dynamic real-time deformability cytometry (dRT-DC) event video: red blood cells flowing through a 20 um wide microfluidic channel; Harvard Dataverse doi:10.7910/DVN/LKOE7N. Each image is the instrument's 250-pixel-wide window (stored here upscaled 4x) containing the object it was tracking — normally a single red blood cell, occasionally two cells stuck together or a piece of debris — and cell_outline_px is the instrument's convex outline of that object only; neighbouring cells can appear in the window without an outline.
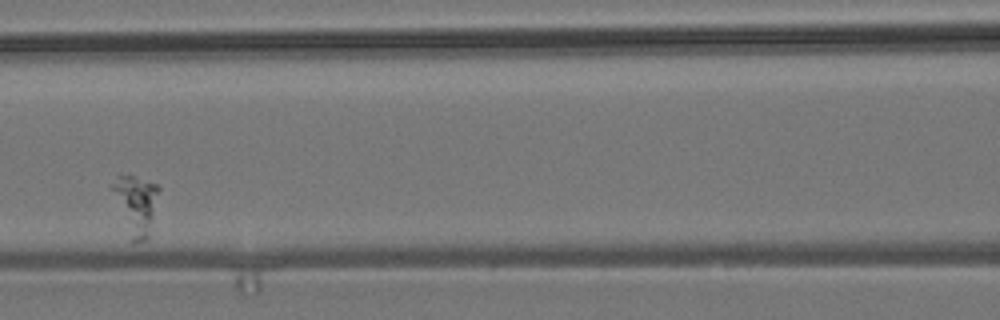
{"species": "common noctule bat (a hibernating species)", "species_latin": "Nyctalus noctula", "temperature_condition": "room temperature", "stored_images_in_passage": 6, "camera_frame_rate_fps": 3000, "um_per_image_px": 0.085, "animal": {"sex": "male", "body_mass_g": 19.2, "forearm_length_mm": 51.8}, "frame": {"image": 1, "passage_image": 4, "time_ms": 3.667, "image_size_px": [1000, 320], "cell_outline_px": [[160, 188], [148, 236], [144, 240], [132, 240], [108, 188], [116, 176], [132, 176], [156, 184]], "centroid_in_image_um": [11.49, 17.33], "position_along_channel_um": 155.1, "area_um2": 15.72}}
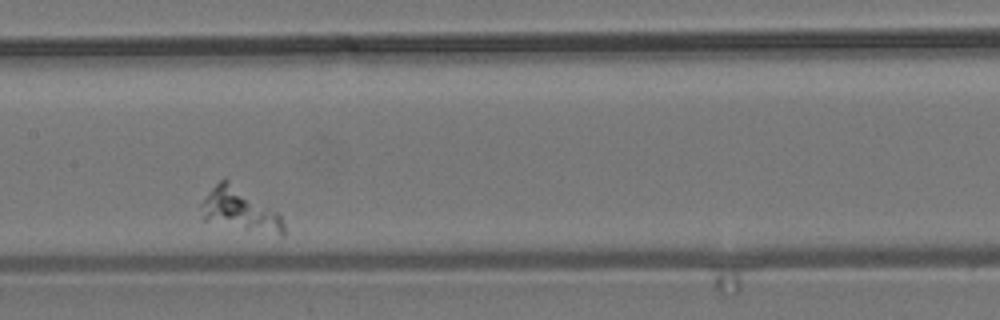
{"frame": {"image": 2, "passage_image": 5, "time_ms": 4.667, "image_size_px": [1000, 320], "cell_outline_px": [[284, 236], [280, 236], [204, 220], [200, 204], [208, 192], [220, 180], [228, 180], [276, 212], [280, 216], [284, 224]], "centroid_in_image_um": [20.39, 17.84], "position_along_channel_um": 187.0, "area_um2": 19.65}}
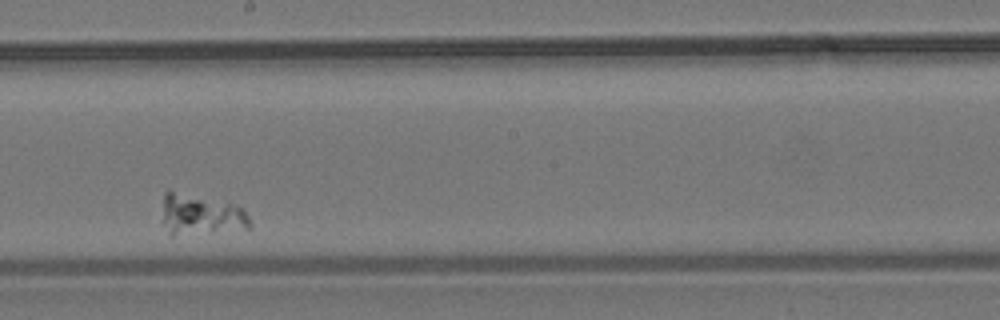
{"frame": {"image": 3, "passage_image": 6, "time_ms": 6.0, "image_size_px": [1000, 320], "cell_outline_px": [[252, 228], [172, 236], [160, 224], [164, 192], [168, 188], [236, 204], [248, 216], [252, 224]], "centroid_in_image_um": [16.98, 18.23], "position_along_channel_um": 231.2, "area_um2": 21.68}}